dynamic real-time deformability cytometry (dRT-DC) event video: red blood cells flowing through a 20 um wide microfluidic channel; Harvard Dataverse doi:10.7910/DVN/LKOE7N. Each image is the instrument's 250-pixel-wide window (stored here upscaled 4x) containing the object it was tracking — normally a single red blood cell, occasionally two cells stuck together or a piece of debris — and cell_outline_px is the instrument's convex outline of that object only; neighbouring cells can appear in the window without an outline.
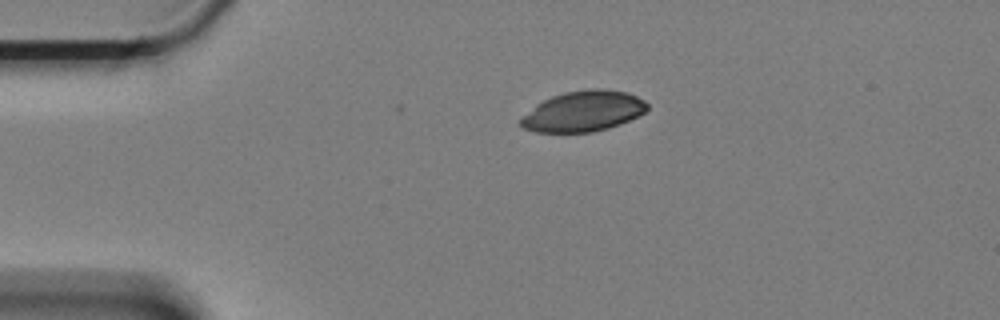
{"species": "Egyptian fruit bat (a non-hibernating species)", "species_latin": "Rousettus aegyptiacus", "temperature_condition": "cold", "stored_images_in_passage": 4, "camera_frame_rate_fps": 3000, "um_per_image_px": 0.085, "animal": {"sex": "female"}, "frame": {"image": 1, "passage_image": 1, "time_ms": 0.0, "image_size_px": [1000, 320], "cell_outline_px": [[648, 108], [644, 112], [620, 124], [608, 128], [592, 132], [536, 132], [524, 128], [520, 124], [520, 120], [536, 104], [552, 96], [564, 92], [588, 88], [604, 88], [628, 92], [644, 100], [648, 104]], "centroid_in_image_um": [49.6, 9.44], "position_along_channel_um": 35.4, "area_um2": 29.82}}